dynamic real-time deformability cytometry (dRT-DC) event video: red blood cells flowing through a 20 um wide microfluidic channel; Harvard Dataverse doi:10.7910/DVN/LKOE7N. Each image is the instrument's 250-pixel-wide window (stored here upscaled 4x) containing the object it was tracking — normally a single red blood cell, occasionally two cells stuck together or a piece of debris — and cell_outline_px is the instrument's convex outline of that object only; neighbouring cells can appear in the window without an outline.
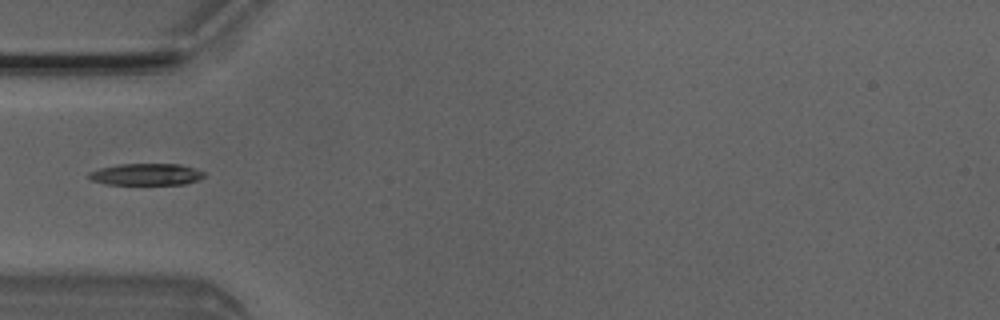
{"species": "Egyptian fruit bat (a non-hibernating species)", "species_latin": "Rousettus aegyptiacus", "temperature_condition": "room temperature", "stored_images_in_passage": 4, "camera_frame_rate_fps": 3000, "um_per_image_px": 0.085, "animal": {"sex": "male"}, "frame": {"image": 1, "passage_image": 4, "time_ms": 1.0, "image_size_px": [1000, 320], "cell_outline_px": [[204, 176], [200, 180], [184, 184], [108, 184], [92, 180], [88, 176], [88, 172], [100, 168], [120, 164], [180, 164], [204, 172]], "centroid_in_image_um": [12.43, 14.82], "position_along_channel_um": 72.6, "area_um2": 14.45}}